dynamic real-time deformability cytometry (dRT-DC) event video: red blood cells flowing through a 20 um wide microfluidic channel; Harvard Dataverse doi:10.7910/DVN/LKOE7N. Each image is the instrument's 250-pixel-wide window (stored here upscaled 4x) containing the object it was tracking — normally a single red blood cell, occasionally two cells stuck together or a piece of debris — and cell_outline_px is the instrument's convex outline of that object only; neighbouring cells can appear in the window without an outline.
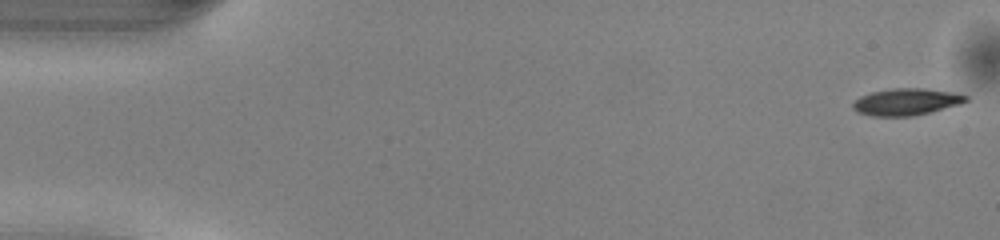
{"species": "common noctule bat (a hibernating species)", "species_latin": "Nyctalus noctula", "temperature_condition": "warm", "stored_images_in_passage": 50, "camera_frame_rate_fps": 3000, "um_per_image_px": 0.085, "animal": {"sex": "male", "body_mass_g": 13.0, "forearm_length_mm": 53.1}, "frame": {"image": 1, "passage_image": 1, "time_ms": 0.0, "image_size_px": [1000, 240], "cell_outline_px": [[968, 100], [960, 104], [932, 112], [912, 116], [872, 116], [856, 112], [852, 108], [852, 104], [860, 96], [872, 92], [892, 88], [924, 88], [956, 92], [968, 96]], "centroid_in_image_um": [77.05, 8.65], "position_along_channel_um": 7.9, "area_um2": 17.86}}
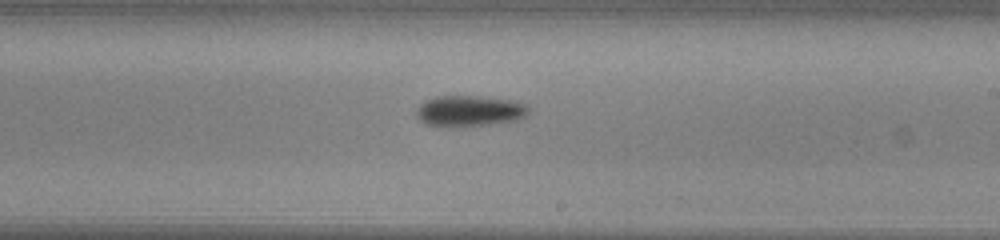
{"frame": {"image": 2, "passage_image": 29, "time_ms": 9.333, "image_size_px": [1000, 240], "cell_outline_px": [[532, 108], [528, 116], [516, 120], [460, 128], [452, 128], [428, 124], [420, 120], [416, 116], [416, 108], [420, 104], [436, 96], [480, 96], [508, 100], [524, 104]], "centroid_in_image_um": [39.91, 9.45], "position_along_channel_um": 249.1, "area_um2": 20.46}}
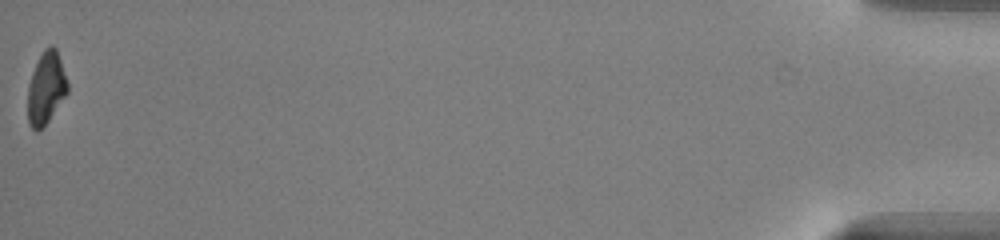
{"frame": {"image": 3, "passage_image": 50, "time_ms": 16.333, "image_size_px": [1000, 240], "cell_outline_px": [[68, 92], [48, 120], [36, 132], [28, 124], [28, 84], [32, 72], [44, 48], [52, 44], [56, 48], [68, 84]], "centroid_in_image_um": [3.9, 7.47], "position_along_channel_um": 431.3, "area_um2": 16.47}, "authors_computed_cell_mechanics": {"area_um2": 18.5249, "velocity_mm_per_s": 4.1034, "shape_relaxation_time_tau1_ms": 2.1039, "shape_relaxation_time_tau2_ms": null, "deformation_change_tau1": 0.1283, "deformation_change_tau2": null}}